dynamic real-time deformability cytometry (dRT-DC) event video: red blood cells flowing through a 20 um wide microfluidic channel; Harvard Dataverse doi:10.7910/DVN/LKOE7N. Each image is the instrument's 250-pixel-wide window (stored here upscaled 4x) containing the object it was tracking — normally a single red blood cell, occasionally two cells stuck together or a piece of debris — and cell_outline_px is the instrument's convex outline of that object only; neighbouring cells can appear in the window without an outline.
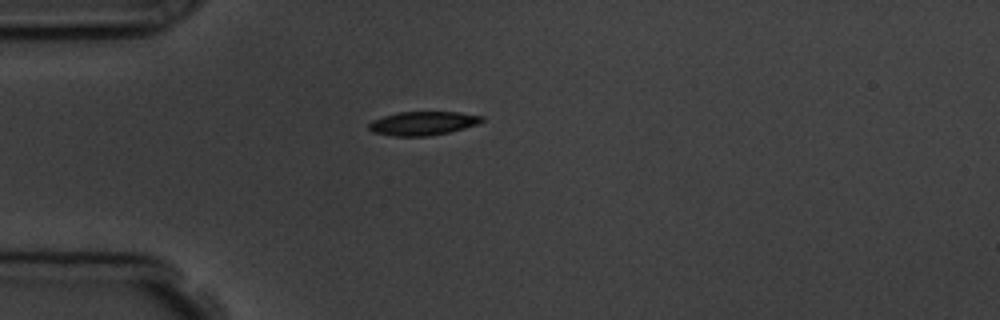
{"species": "common noctule bat (a hibernating species)", "species_latin": "Nyctalus noctula", "temperature_condition": "room temperature", "stored_images_in_passage": 2, "camera_frame_rate_fps": 3000, "um_per_image_px": 0.085, "animal": {"sex": "male", "body_mass_g": 19.5, "forearm_length_mm": 54.6}, "frame": {"image": 1, "passage_image": 1, "time_ms": 0.0, "image_size_px": [1000, 320], "cell_outline_px": [[484, 120], [476, 124], [464, 128], [448, 132], [428, 136], [396, 136], [372, 132], [368, 128], [368, 124], [372, 120], [396, 112], [460, 112], [484, 116]], "centroid_in_image_um": [35.93, 10.47], "position_along_channel_um": 49.1, "area_um2": 15.61}}